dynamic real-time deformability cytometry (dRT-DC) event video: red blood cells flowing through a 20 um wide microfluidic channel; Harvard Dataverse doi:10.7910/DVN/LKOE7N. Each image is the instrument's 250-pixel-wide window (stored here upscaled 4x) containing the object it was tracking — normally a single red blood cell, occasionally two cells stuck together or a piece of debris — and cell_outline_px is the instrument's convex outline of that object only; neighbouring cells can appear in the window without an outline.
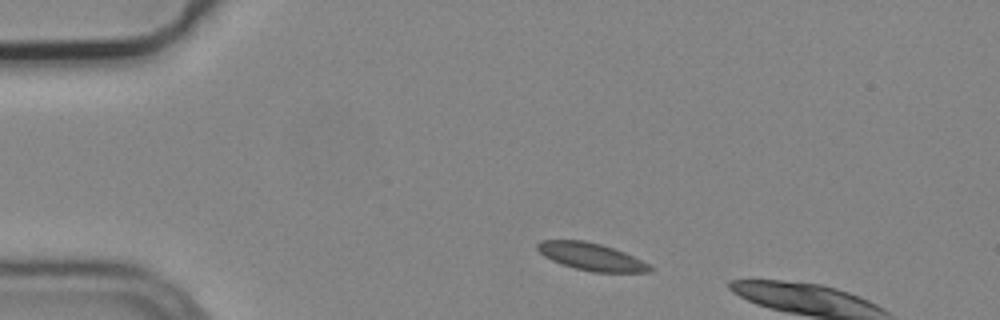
{"species": "common noctule bat (a hibernating species)", "species_latin": "Nyctalus noctula", "temperature_condition": "cold", "stored_images_in_passage": 2, "camera_frame_rate_fps": 3000, "um_per_image_px": 0.085, "animal": {"sex": "male", "body_mass_g": 19.2, "forearm_length_mm": 51.8}, "frame": {"image": 1, "passage_image": 1, "time_ms": 0.0, "image_size_px": [1000, 320], "cell_outline_px": [[652, 272], [592, 272], [576, 268], [552, 260], [544, 256], [536, 248], [536, 244], [540, 240], [584, 240], [600, 244], [624, 252], [648, 264], [652, 268]], "centroid_in_image_um": [50.23, 21.81], "position_along_channel_um": 34.8, "area_um2": 17.69}}